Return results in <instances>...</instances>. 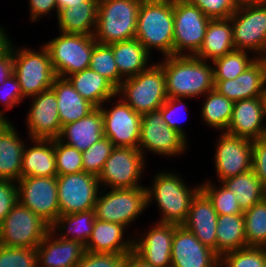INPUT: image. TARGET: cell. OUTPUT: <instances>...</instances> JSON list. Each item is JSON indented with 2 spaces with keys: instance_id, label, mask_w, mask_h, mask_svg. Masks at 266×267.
I'll use <instances>...</instances> for the list:
<instances>
[{
  "instance_id": "6da1fadb",
  "label": "cell",
  "mask_w": 266,
  "mask_h": 267,
  "mask_svg": "<svg viewBox=\"0 0 266 267\" xmlns=\"http://www.w3.org/2000/svg\"><path fill=\"white\" fill-rule=\"evenodd\" d=\"M164 58L158 63L165 74L168 97L192 99L203 97L214 89L213 67L208 61L195 56L172 55Z\"/></svg>"
},
{
  "instance_id": "7a4b0ae2",
  "label": "cell",
  "mask_w": 266,
  "mask_h": 267,
  "mask_svg": "<svg viewBox=\"0 0 266 267\" xmlns=\"http://www.w3.org/2000/svg\"><path fill=\"white\" fill-rule=\"evenodd\" d=\"M173 0H143L135 38L151 53L158 49L163 58L173 55Z\"/></svg>"
},
{
  "instance_id": "3957f363",
  "label": "cell",
  "mask_w": 266,
  "mask_h": 267,
  "mask_svg": "<svg viewBox=\"0 0 266 267\" xmlns=\"http://www.w3.org/2000/svg\"><path fill=\"white\" fill-rule=\"evenodd\" d=\"M180 175L172 172H158L153 178L152 187L147 189V206L153 200L161 212L158 222L182 225L189 212L191 202L201 186L189 188ZM154 198V199H153Z\"/></svg>"
},
{
  "instance_id": "277c9868",
  "label": "cell",
  "mask_w": 266,
  "mask_h": 267,
  "mask_svg": "<svg viewBox=\"0 0 266 267\" xmlns=\"http://www.w3.org/2000/svg\"><path fill=\"white\" fill-rule=\"evenodd\" d=\"M143 0H99L94 39L105 45L135 38Z\"/></svg>"
},
{
  "instance_id": "5b68a950",
  "label": "cell",
  "mask_w": 266,
  "mask_h": 267,
  "mask_svg": "<svg viewBox=\"0 0 266 267\" xmlns=\"http://www.w3.org/2000/svg\"><path fill=\"white\" fill-rule=\"evenodd\" d=\"M117 95L137 113L158 110L168 98L162 66L156 62L138 75L126 78L117 89Z\"/></svg>"
},
{
  "instance_id": "8992f818",
  "label": "cell",
  "mask_w": 266,
  "mask_h": 267,
  "mask_svg": "<svg viewBox=\"0 0 266 267\" xmlns=\"http://www.w3.org/2000/svg\"><path fill=\"white\" fill-rule=\"evenodd\" d=\"M98 42L94 35L61 33L43 44L49 53L56 77L67 76L89 68L91 54Z\"/></svg>"
},
{
  "instance_id": "52a82bcc",
  "label": "cell",
  "mask_w": 266,
  "mask_h": 267,
  "mask_svg": "<svg viewBox=\"0 0 266 267\" xmlns=\"http://www.w3.org/2000/svg\"><path fill=\"white\" fill-rule=\"evenodd\" d=\"M13 47L14 71L24 98L36 96L51 89L56 75L45 46L41 51Z\"/></svg>"
},
{
  "instance_id": "ba28073f",
  "label": "cell",
  "mask_w": 266,
  "mask_h": 267,
  "mask_svg": "<svg viewBox=\"0 0 266 267\" xmlns=\"http://www.w3.org/2000/svg\"><path fill=\"white\" fill-rule=\"evenodd\" d=\"M106 189L101 187L94 206L98 220L117 223L126 228L143 213L147 206V189L138 188ZM104 195H103V194Z\"/></svg>"
},
{
  "instance_id": "9c48e42d",
  "label": "cell",
  "mask_w": 266,
  "mask_h": 267,
  "mask_svg": "<svg viewBox=\"0 0 266 267\" xmlns=\"http://www.w3.org/2000/svg\"><path fill=\"white\" fill-rule=\"evenodd\" d=\"M173 12V55L195 56L211 19L192 0H173Z\"/></svg>"
},
{
  "instance_id": "30bf717a",
  "label": "cell",
  "mask_w": 266,
  "mask_h": 267,
  "mask_svg": "<svg viewBox=\"0 0 266 267\" xmlns=\"http://www.w3.org/2000/svg\"><path fill=\"white\" fill-rule=\"evenodd\" d=\"M49 230L45 221L17 202L0 223V245L36 249Z\"/></svg>"
},
{
  "instance_id": "8fae6325",
  "label": "cell",
  "mask_w": 266,
  "mask_h": 267,
  "mask_svg": "<svg viewBox=\"0 0 266 267\" xmlns=\"http://www.w3.org/2000/svg\"><path fill=\"white\" fill-rule=\"evenodd\" d=\"M145 157L137 148L115 147L98 175L99 184L106 190L142 187Z\"/></svg>"
},
{
  "instance_id": "7c38bea8",
  "label": "cell",
  "mask_w": 266,
  "mask_h": 267,
  "mask_svg": "<svg viewBox=\"0 0 266 267\" xmlns=\"http://www.w3.org/2000/svg\"><path fill=\"white\" fill-rule=\"evenodd\" d=\"M16 183L18 202L51 227L60 216L57 177H21Z\"/></svg>"
},
{
  "instance_id": "4fadbf2b",
  "label": "cell",
  "mask_w": 266,
  "mask_h": 267,
  "mask_svg": "<svg viewBox=\"0 0 266 267\" xmlns=\"http://www.w3.org/2000/svg\"><path fill=\"white\" fill-rule=\"evenodd\" d=\"M181 134L171 129L159 110L142 114L138 149L166 156H178L187 151V141Z\"/></svg>"
},
{
  "instance_id": "5bb4252c",
  "label": "cell",
  "mask_w": 266,
  "mask_h": 267,
  "mask_svg": "<svg viewBox=\"0 0 266 267\" xmlns=\"http://www.w3.org/2000/svg\"><path fill=\"white\" fill-rule=\"evenodd\" d=\"M56 177L60 215L94 209L101 190L98 176L82 171Z\"/></svg>"
},
{
  "instance_id": "9a60e30c",
  "label": "cell",
  "mask_w": 266,
  "mask_h": 267,
  "mask_svg": "<svg viewBox=\"0 0 266 267\" xmlns=\"http://www.w3.org/2000/svg\"><path fill=\"white\" fill-rule=\"evenodd\" d=\"M229 18L236 50L256 55L266 50V4L236 8Z\"/></svg>"
},
{
  "instance_id": "2e32d148",
  "label": "cell",
  "mask_w": 266,
  "mask_h": 267,
  "mask_svg": "<svg viewBox=\"0 0 266 267\" xmlns=\"http://www.w3.org/2000/svg\"><path fill=\"white\" fill-rule=\"evenodd\" d=\"M110 109L102 105L103 133L115 147L137 148L142 115L135 112L121 97Z\"/></svg>"
},
{
  "instance_id": "e0dca14e",
  "label": "cell",
  "mask_w": 266,
  "mask_h": 267,
  "mask_svg": "<svg viewBox=\"0 0 266 267\" xmlns=\"http://www.w3.org/2000/svg\"><path fill=\"white\" fill-rule=\"evenodd\" d=\"M218 140L214 162L219 183L252 169V140L226 132Z\"/></svg>"
},
{
  "instance_id": "ac0fdd59",
  "label": "cell",
  "mask_w": 266,
  "mask_h": 267,
  "mask_svg": "<svg viewBox=\"0 0 266 267\" xmlns=\"http://www.w3.org/2000/svg\"><path fill=\"white\" fill-rule=\"evenodd\" d=\"M31 98L25 120L28 136L30 139H57L62 126L55 92L48 89Z\"/></svg>"
},
{
  "instance_id": "d6986e66",
  "label": "cell",
  "mask_w": 266,
  "mask_h": 267,
  "mask_svg": "<svg viewBox=\"0 0 266 267\" xmlns=\"http://www.w3.org/2000/svg\"><path fill=\"white\" fill-rule=\"evenodd\" d=\"M171 267H219V256L183 225L174 224Z\"/></svg>"
},
{
  "instance_id": "ffe728a7",
  "label": "cell",
  "mask_w": 266,
  "mask_h": 267,
  "mask_svg": "<svg viewBox=\"0 0 266 267\" xmlns=\"http://www.w3.org/2000/svg\"><path fill=\"white\" fill-rule=\"evenodd\" d=\"M147 232L133 237V252L154 267H171L174 224L157 222Z\"/></svg>"
},
{
  "instance_id": "44dd1931",
  "label": "cell",
  "mask_w": 266,
  "mask_h": 267,
  "mask_svg": "<svg viewBox=\"0 0 266 267\" xmlns=\"http://www.w3.org/2000/svg\"><path fill=\"white\" fill-rule=\"evenodd\" d=\"M38 267H76L85 253V246L55 235L51 228L36 248Z\"/></svg>"
},
{
  "instance_id": "7402d4cb",
  "label": "cell",
  "mask_w": 266,
  "mask_h": 267,
  "mask_svg": "<svg viewBox=\"0 0 266 267\" xmlns=\"http://www.w3.org/2000/svg\"><path fill=\"white\" fill-rule=\"evenodd\" d=\"M264 120L261 97L236 101L226 133L250 140L259 139L266 135Z\"/></svg>"
},
{
  "instance_id": "603a6c76",
  "label": "cell",
  "mask_w": 266,
  "mask_h": 267,
  "mask_svg": "<svg viewBox=\"0 0 266 267\" xmlns=\"http://www.w3.org/2000/svg\"><path fill=\"white\" fill-rule=\"evenodd\" d=\"M218 214L209 198L200 190L193 198L188 216L182 224L204 245L216 253Z\"/></svg>"
},
{
  "instance_id": "cb8c5ba5",
  "label": "cell",
  "mask_w": 266,
  "mask_h": 267,
  "mask_svg": "<svg viewBox=\"0 0 266 267\" xmlns=\"http://www.w3.org/2000/svg\"><path fill=\"white\" fill-rule=\"evenodd\" d=\"M103 137L102 112L100 107H96L82 119L62 126L57 139L83 152Z\"/></svg>"
},
{
  "instance_id": "d4e9b609",
  "label": "cell",
  "mask_w": 266,
  "mask_h": 267,
  "mask_svg": "<svg viewBox=\"0 0 266 267\" xmlns=\"http://www.w3.org/2000/svg\"><path fill=\"white\" fill-rule=\"evenodd\" d=\"M11 121H0V179L18 182L21 178L25 143Z\"/></svg>"
},
{
  "instance_id": "484cf974",
  "label": "cell",
  "mask_w": 266,
  "mask_h": 267,
  "mask_svg": "<svg viewBox=\"0 0 266 267\" xmlns=\"http://www.w3.org/2000/svg\"><path fill=\"white\" fill-rule=\"evenodd\" d=\"M125 226L117 223L95 220L92 235L85 251L93 253L128 254L133 251V238L124 239Z\"/></svg>"
},
{
  "instance_id": "4316f807",
  "label": "cell",
  "mask_w": 266,
  "mask_h": 267,
  "mask_svg": "<svg viewBox=\"0 0 266 267\" xmlns=\"http://www.w3.org/2000/svg\"><path fill=\"white\" fill-rule=\"evenodd\" d=\"M33 146L25 145L21 177H56L54 139H31Z\"/></svg>"
},
{
  "instance_id": "83f0119b",
  "label": "cell",
  "mask_w": 266,
  "mask_h": 267,
  "mask_svg": "<svg viewBox=\"0 0 266 267\" xmlns=\"http://www.w3.org/2000/svg\"><path fill=\"white\" fill-rule=\"evenodd\" d=\"M214 90L233 102L261 97L265 88L260 66L255 61L235 79L214 80Z\"/></svg>"
},
{
  "instance_id": "f1b7e54d",
  "label": "cell",
  "mask_w": 266,
  "mask_h": 267,
  "mask_svg": "<svg viewBox=\"0 0 266 267\" xmlns=\"http://www.w3.org/2000/svg\"><path fill=\"white\" fill-rule=\"evenodd\" d=\"M74 89L95 107L116 98L117 88L105 77L90 68L75 72L66 77Z\"/></svg>"
},
{
  "instance_id": "f546056e",
  "label": "cell",
  "mask_w": 266,
  "mask_h": 267,
  "mask_svg": "<svg viewBox=\"0 0 266 267\" xmlns=\"http://www.w3.org/2000/svg\"><path fill=\"white\" fill-rule=\"evenodd\" d=\"M51 89L57 97L61 126L82 119L96 108L84 99L66 78L56 77Z\"/></svg>"
},
{
  "instance_id": "4dcf8cb0",
  "label": "cell",
  "mask_w": 266,
  "mask_h": 267,
  "mask_svg": "<svg viewBox=\"0 0 266 267\" xmlns=\"http://www.w3.org/2000/svg\"><path fill=\"white\" fill-rule=\"evenodd\" d=\"M98 1H83L73 7L59 10L57 20L60 32L94 35L97 23Z\"/></svg>"
},
{
  "instance_id": "1f68e13d",
  "label": "cell",
  "mask_w": 266,
  "mask_h": 267,
  "mask_svg": "<svg viewBox=\"0 0 266 267\" xmlns=\"http://www.w3.org/2000/svg\"><path fill=\"white\" fill-rule=\"evenodd\" d=\"M235 50L230 18L211 19L205 38L195 57L212 62Z\"/></svg>"
},
{
  "instance_id": "d6a6232c",
  "label": "cell",
  "mask_w": 266,
  "mask_h": 267,
  "mask_svg": "<svg viewBox=\"0 0 266 267\" xmlns=\"http://www.w3.org/2000/svg\"><path fill=\"white\" fill-rule=\"evenodd\" d=\"M109 46L113 50L119 74L124 79L136 76L151 66L148 64L150 53L136 38Z\"/></svg>"
},
{
  "instance_id": "836d02e7",
  "label": "cell",
  "mask_w": 266,
  "mask_h": 267,
  "mask_svg": "<svg viewBox=\"0 0 266 267\" xmlns=\"http://www.w3.org/2000/svg\"><path fill=\"white\" fill-rule=\"evenodd\" d=\"M244 214L219 215L216 227V254H222L247 247Z\"/></svg>"
},
{
  "instance_id": "e575fe53",
  "label": "cell",
  "mask_w": 266,
  "mask_h": 267,
  "mask_svg": "<svg viewBox=\"0 0 266 267\" xmlns=\"http://www.w3.org/2000/svg\"><path fill=\"white\" fill-rule=\"evenodd\" d=\"M95 220V211L94 209H90L87 211L60 215L50 228L55 231V234H57L56 236L67 240H74L86 246L92 235ZM59 232H61V234Z\"/></svg>"
},
{
  "instance_id": "d590c367",
  "label": "cell",
  "mask_w": 266,
  "mask_h": 267,
  "mask_svg": "<svg viewBox=\"0 0 266 267\" xmlns=\"http://www.w3.org/2000/svg\"><path fill=\"white\" fill-rule=\"evenodd\" d=\"M221 183L235 193L243 212L264 199L266 187L255 176L252 169L237 176L229 177Z\"/></svg>"
},
{
  "instance_id": "8d00e7d4",
  "label": "cell",
  "mask_w": 266,
  "mask_h": 267,
  "mask_svg": "<svg viewBox=\"0 0 266 267\" xmlns=\"http://www.w3.org/2000/svg\"><path fill=\"white\" fill-rule=\"evenodd\" d=\"M205 96L201 118L207 123L208 127L226 132L232 117L234 102L214 89L207 92Z\"/></svg>"
},
{
  "instance_id": "74e56055",
  "label": "cell",
  "mask_w": 266,
  "mask_h": 267,
  "mask_svg": "<svg viewBox=\"0 0 266 267\" xmlns=\"http://www.w3.org/2000/svg\"><path fill=\"white\" fill-rule=\"evenodd\" d=\"M250 52L233 50L223 57L212 61L214 80H231L237 78L255 62V56L249 57Z\"/></svg>"
},
{
  "instance_id": "f35d334b",
  "label": "cell",
  "mask_w": 266,
  "mask_h": 267,
  "mask_svg": "<svg viewBox=\"0 0 266 267\" xmlns=\"http://www.w3.org/2000/svg\"><path fill=\"white\" fill-rule=\"evenodd\" d=\"M247 247H266V200L243 212Z\"/></svg>"
},
{
  "instance_id": "ab89813d",
  "label": "cell",
  "mask_w": 266,
  "mask_h": 267,
  "mask_svg": "<svg viewBox=\"0 0 266 267\" xmlns=\"http://www.w3.org/2000/svg\"><path fill=\"white\" fill-rule=\"evenodd\" d=\"M89 68L109 80L117 89L124 77L119 74L112 48L109 45L97 43L91 54Z\"/></svg>"
},
{
  "instance_id": "60d3db41",
  "label": "cell",
  "mask_w": 266,
  "mask_h": 267,
  "mask_svg": "<svg viewBox=\"0 0 266 267\" xmlns=\"http://www.w3.org/2000/svg\"><path fill=\"white\" fill-rule=\"evenodd\" d=\"M200 186L201 191L209 198L218 215L243 214L235 193L228 190L221 182L220 187L210 180Z\"/></svg>"
},
{
  "instance_id": "b9f144b4",
  "label": "cell",
  "mask_w": 266,
  "mask_h": 267,
  "mask_svg": "<svg viewBox=\"0 0 266 267\" xmlns=\"http://www.w3.org/2000/svg\"><path fill=\"white\" fill-rule=\"evenodd\" d=\"M266 247L248 246L219 257V267H265Z\"/></svg>"
},
{
  "instance_id": "7bdbcfd3",
  "label": "cell",
  "mask_w": 266,
  "mask_h": 267,
  "mask_svg": "<svg viewBox=\"0 0 266 267\" xmlns=\"http://www.w3.org/2000/svg\"><path fill=\"white\" fill-rule=\"evenodd\" d=\"M114 148L113 143L107 137H103L86 151H83L82 163L84 172L98 176Z\"/></svg>"
},
{
  "instance_id": "ee69618b",
  "label": "cell",
  "mask_w": 266,
  "mask_h": 267,
  "mask_svg": "<svg viewBox=\"0 0 266 267\" xmlns=\"http://www.w3.org/2000/svg\"><path fill=\"white\" fill-rule=\"evenodd\" d=\"M57 175H69L83 170L82 152L54 139Z\"/></svg>"
},
{
  "instance_id": "f6af8a7d",
  "label": "cell",
  "mask_w": 266,
  "mask_h": 267,
  "mask_svg": "<svg viewBox=\"0 0 266 267\" xmlns=\"http://www.w3.org/2000/svg\"><path fill=\"white\" fill-rule=\"evenodd\" d=\"M0 267H38L36 249L0 245Z\"/></svg>"
},
{
  "instance_id": "bcb514c9",
  "label": "cell",
  "mask_w": 266,
  "mask_h": 267,
  "mask_svg": "<svg viewBox=\"0 0 266 267\" xmlns=\"http://www.w3.org/2000/svg\"><path fill=\"white\" fill-rule=\"evenodd\" d=\"M210 19H227L236 9L234 0H192Z\"/></svg>"
},
{
  "instance_id": "7dc6e473",
  "label": "cell",
  "mask_w": 266,
  "mask_h": 267,
  "mask_svg": "<svg viewBox=\"0 0 266 267\" xmlns=\"http://www.w3.org/2000/svg\"><path fill=\"white\" fill-rule=\"evenodd\" d=\"M126 255L85 251L76 267H123Z\"/></svg>"
},
{
  "instance_id": "c3c4849f",
  "label": "cell",
  "mask_w": 266,
  "mask_h": 267,
  "mask_svg": "<svg viewBox=\"0 0 266 267\" xmlns=\"http://www.w3.org/2000/svg\"><path fill=\"white\" fill-rule=\"evenodd\" d=\"M183 98H170L168 97L164 104L158 109L161 112L162 118L167 123V125L177 131L186 139V133L184 128L180 125V113L181 109L184 108ZM183 106V107H182ZM185 109V108H184ZM182 115V114H181ZM182 120V119H181ZM180 121V122H179ZM183 121V120H182Z\"/></svg>"
},
{
  "instance_id": "681fc988",
  "label": "cell",
  "mask_w": 266,
  "mask_h": 267,
  "mask_svg": "<svg viewBox=\"0 0 266 267\" xmlns=\"http://www.w3.org/2000/svg\"><path fill=\"white\" fill-rule=\"evenodd\" d=\"M23 99L25 98L22 95L21 86L14 74L0 84V102L7 110L22 103Z\"/></svg>"
},
{
  "instance_id": "f907efd6",
  "label": "cell",
  "mask_w": 266,
  "mask_h": 267,
  "mask_svg": "<svg viewBox=\"0 0 266 267\" xmlns=\"http://www.w3.org/2000/svg\"><path fill=\"white\" fill-rule=\"evenodd\" d=\"M18 202L17 183L13 180L0 179V223Z\"/></svg>"
},
{
  "instance_id": "816d5d0a",
  "label": "cell",
  "mask_w": 266,
  "mask_h": 267,
  "mask_svg": "<svg viewBox=\"0 0 266 267\" xmlns=\"http://www.w3.org/2000/svg\"><path fill=\"white\" fill-rule=\"evenodd\" d=\"M252 170L255 176L266 187V135L252 140Z\"/></svg>"
},
{
  "instance_id": "f5cc1de1",
  "label": "cell",
  "mask_w": 266,
  "mask_h": 267,
  "mask_svg": "<svg viewBox=\"0 0 266 267\" xmlns=\"http://www.w3.org/2000/svg\"><path fill=\"white\" fill-rule=\"evenodd\" d=\"M30 6V21H37L43 15L50 14L53 9L56 10V15H58L57 0H29Z\"/></svg>"
},
{
  "instance_id": "db71d44e",
  "label": "cell",
  "mask_w": 266,
  "mask_h": 267,
  "mask_svg": "<svg viewBox=\"0 0 266 267\" xmlns=\"http://www.w3.org/2000/svg\"><path fill=\"white\" fill-rule=\"evenodd\" d=\"M13 46L0 56V84H3L6 79L13 75L14 60H13Z\"/></svg>"
},
{
  "instance_id": "11a10c76",
  "label": "cell",
  "mask_w": 266,
  "mask_h": 267,
  "mask_svg": "<svg viewBox=\"0 0 266 267\" xmlns=\"http://www.w3.org/2000/svg\"><path fill=\"white\" fill-rule=\"evenodd\" d=\"M123 267H154L151 264L144 262L133 251L126 255Z\"/></svg>"
},
{
  "instance_id": "9f6ffc18",
  "label": "cell",
  "mask_w": 266,
  "mask_h": 267,
  "mask_svg": "<svg viewBox=\"0 0 266 267\" xmlns=\"http://www.w3.org/2000/svg\"><path fill=\"white\" fill-rule=\"evenodd\" d=\"M254 56L256 63L260 66L263 86L266 90V50Z\"/></svg>"
},
{
  "instance_id": "6f0895ef",
  "label": "cell",
  "mask_w": 266,
  "mask_h": 267,
  "mask_svg": "<svg viewBox=\"0 0 266 267\" xmlns=\"http://www.w3.org/2000/svg\"><path fill=\"white\" fill-rule=\"evenodd\" d=\"M5 32L4 27L0 26V56L4 54L12 45V41Z\"/></svg>"
},
{
  "instance_id": "680465c9",
  "label": "cell",
  "mask_w": 266,
  "mask_h": 267,
  "mask_svg": "<svg viewBox=\"0 0 266 267\" xmlns=\"http://www.w3.org/2000/svg\"><path fill=\"white\" fill-rule=\"evenodd\" d=\"M83 1H88V0H57L58 12L61 9L70 8L75 5L81 4Z\"/></svg>"
},
{
  "instance_id": "91938a15",
  "label": "cell",
  "mask_w": 266,
  "mask_h": 267,
  "mask_svg": "<svg viewBox=\"0 0 266 267\" xmlns=\"http://www.w3.org/2000/svg\"><path fill=\"white\" fill-rule=\"evenodd\" d=\"M236 8L249 6V5H263L266 0H234Z\"/></svg>"
},
{
  "instance_id": "94428289",
  "label": "cell",
  "mask_w": 266,
  "mask_h": 267,
  "mask_svg": "<svg viewBox=\"0 0 266 267\" xmlns=\"http://www.w3.org/2000/svg\"><path fill=\"white\" fill-rule=\"evenodd\" d=\"M262 104H263V116L264 119L266 118V90L264 91L263 95L261 96Z\"/></svg>"
},
{
  "instance_id": "6125c7cd",
  "label": "cell",
  "mask_w": 266,
  "mask_h": 267,
  "mask_svg": "<svg viewBox=\"0 0 266 267\" xmlns=\"http://www.w3.org/2000/svg\"><path fill=\"white\" fill-rule=\"evenodd\" d=\"M4 112L2 110H0V121H9V119L5 118Z\"/></svg>"
}]
</instances>
